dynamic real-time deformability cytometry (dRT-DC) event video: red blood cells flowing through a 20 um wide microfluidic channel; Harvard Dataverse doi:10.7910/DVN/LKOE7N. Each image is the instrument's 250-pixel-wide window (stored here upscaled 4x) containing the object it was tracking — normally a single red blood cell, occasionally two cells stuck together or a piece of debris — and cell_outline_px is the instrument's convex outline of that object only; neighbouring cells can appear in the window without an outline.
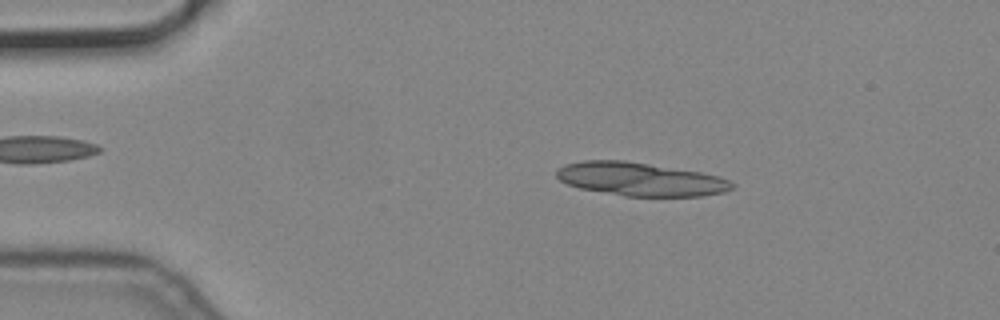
{"species": "common noctule bat (a hibernating species)", "species_latin": "Nyctalus noctula", "temperature_condition": "cold", "stored_images_in_passage": 4, "camera_frame_rate_fps": 3000, "um_per_image_px": 0.085, "animal": {"sex": "male", "body_mass_g": 19.2, "forearm_length_mm": 51.8}, "frame": {"image": 1, "passage_image": 2, "time_ms": 0.333, "image_size_px": [1000, 320], "cell_outline_px": [[732, 188], [724, 192], [700, 196], [624, 196], [580, 188], [568, 184], [560, 180], [556, 176], [556, 172], [560, 168], [568, 164], [584, 160], [624, 160], [700, 172], [720, 176], [728, 180], [732, 184]], "centroid_in_image_um": [54.42, 15.23], "position_along_channel_um": 30.6, "area_um2": 33.76}}
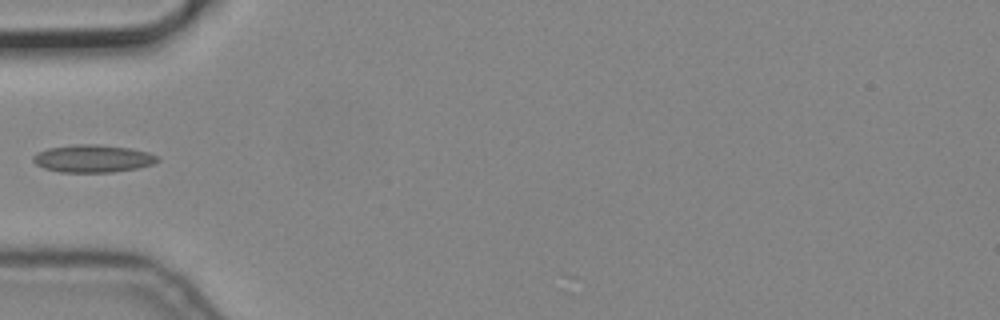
{"frame": {"image": 2, "passage_image": 4, "time_ms": 1.0, "image_size_px": [1000, 320], "cell_outline_px": [[160, 160], [152, 164], [136, 168], [112, 172], [60, 172], [44, 168], [36, 164], [32, 160], [32, 156], [36, 152], [48, 148], [76, 144], [96, 144], [132, 148], [148, 152], [160, 156]], "centroid_in_image_um": [7.89, 13.47], "position_along_channel_um": 77.1, "area_um2": 20.11}}